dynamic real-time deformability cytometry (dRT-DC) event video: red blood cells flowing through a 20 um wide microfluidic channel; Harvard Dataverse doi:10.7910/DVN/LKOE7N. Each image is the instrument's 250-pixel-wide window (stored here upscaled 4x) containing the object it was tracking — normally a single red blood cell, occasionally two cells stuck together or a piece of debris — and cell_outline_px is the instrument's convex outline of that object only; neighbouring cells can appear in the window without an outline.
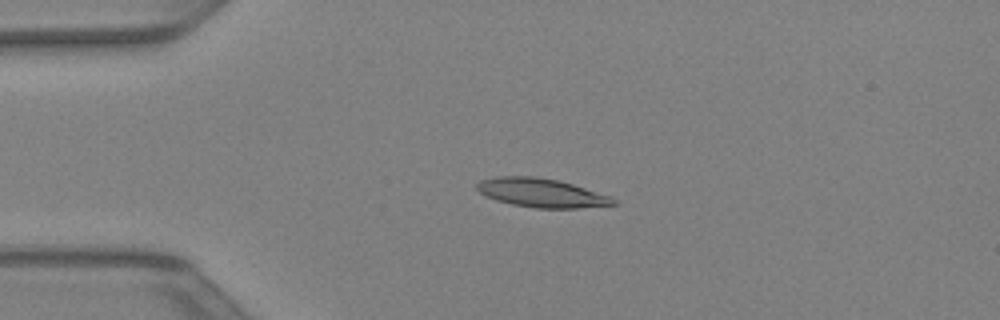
{"species": "Egyptian fruit bat (a non-hibernating species)", "species_latin": "Rousettus aegyptiacus", "temperature_condition": "warm", "stored_images_in_passage": 42, "camera_frame_rate_fps": 3000, "um_per_image_px": 0.085, "animal": {"sex": "female"}, "frame": {"image": 1, "passage_image": 9, "time_ms": 2.667, "image_size_px": [1000, 320], "cell_outline_px": [[620, 204], [580, 208], [536, 208], [512, 204], [496, 200], [480, 192], [476, 188], [476, 184], [480, 180], [496, 176], [536, 176], [560, 180], [612, 196]], "centroid_in_image_um": [46.07, 16.38], "position_along_channel_um": 38.9, "area_um2": 23.12}}
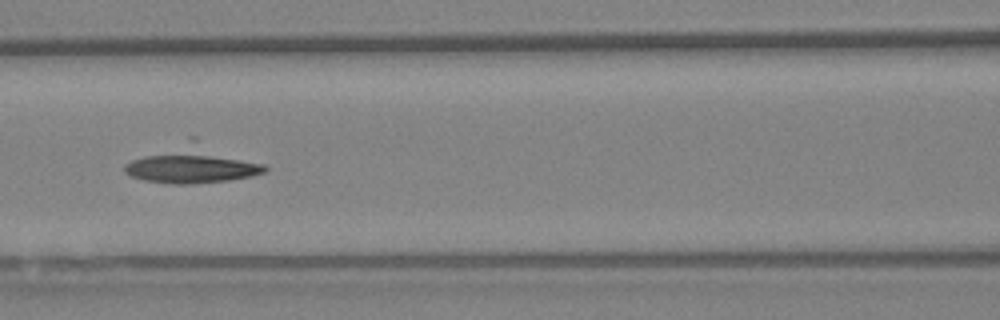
{"frame": {"image": 2, "passage_image": 18, "time_ms": 5.667, "image_size_px": [1000, 320], "cell_outline_px": [[268, 168], [264, 172], [252, 176], [228, 180], [192, 184], [172, 184], [144, 180], [132, 176], [124, 172], [124, 164], [132, 160], [188, 136], [196, 136], [264, 164]], "centroid_in_image_um": [16.38, 13.91], "position_along_channel_um": 150.2, "area_um2": 31.5}}
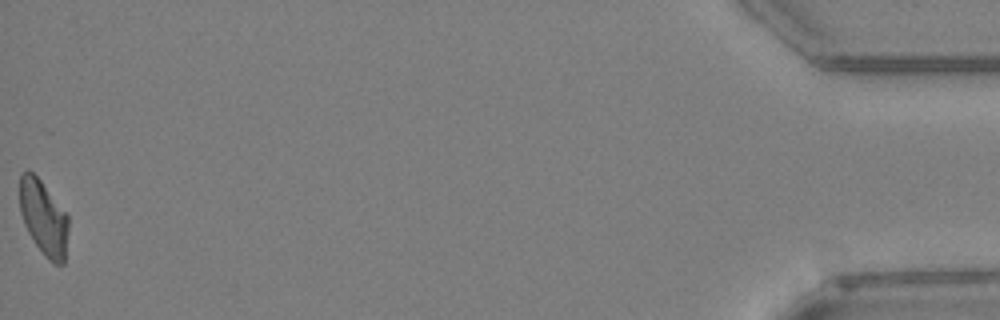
{"frame": {"image": 3, "passage_image": 42, "time_ms": 13.667, "image_size_px": [1000, 320], "cell_outline_px": [[68, 228], [64, 264], [56, 264], [48, 260], [44, 256], [28, 232], [24, 224], [20, 212], [20, 172], [28, 168], [40, 180], [68, 216]], "centroid_in_image_um": [3.69, 18.51], "position_along_channel_um": 431.5, "area_um2": 21.1}}